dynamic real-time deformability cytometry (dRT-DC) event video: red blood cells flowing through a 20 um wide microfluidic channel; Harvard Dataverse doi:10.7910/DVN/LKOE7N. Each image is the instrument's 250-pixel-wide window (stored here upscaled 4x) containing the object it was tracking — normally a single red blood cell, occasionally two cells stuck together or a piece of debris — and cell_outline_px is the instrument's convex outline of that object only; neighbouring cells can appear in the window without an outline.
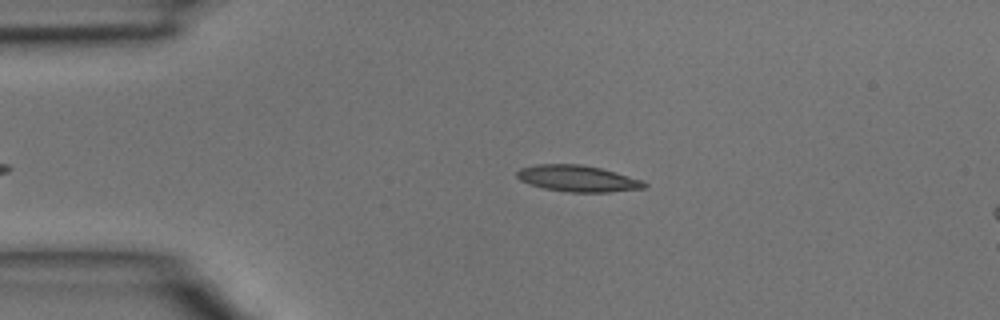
{"species": "common noctule bat (a hibernating species)", "species_latin": "Nyctalus noctula", "temperature_condition": "room temperature", "stored_images_in_passage": 3, "camera_frame_rate_fps": 3000, "um_per_image_px": 0.085, "animal": {"sex": "male", "body_mass_g": 15.6}, "frame": {"image": 1, "passage_image": 1, "time_ms": 0.0, "image_size_px": [1000, 320], "cell_outline_px": [[648, 184], [644, 188], [608, 192], [568, 192], [544, 188], [528, 184], [520, 180], [516, 176], [516, 172], [520, 168], [536, 164], [580, 164], [600, 168], [616, 172], [644, 180]], "centroid_in_image_um": [49.1, 15.17], "position_along_channel_um": 35.9, "area_um2": 19.65}}